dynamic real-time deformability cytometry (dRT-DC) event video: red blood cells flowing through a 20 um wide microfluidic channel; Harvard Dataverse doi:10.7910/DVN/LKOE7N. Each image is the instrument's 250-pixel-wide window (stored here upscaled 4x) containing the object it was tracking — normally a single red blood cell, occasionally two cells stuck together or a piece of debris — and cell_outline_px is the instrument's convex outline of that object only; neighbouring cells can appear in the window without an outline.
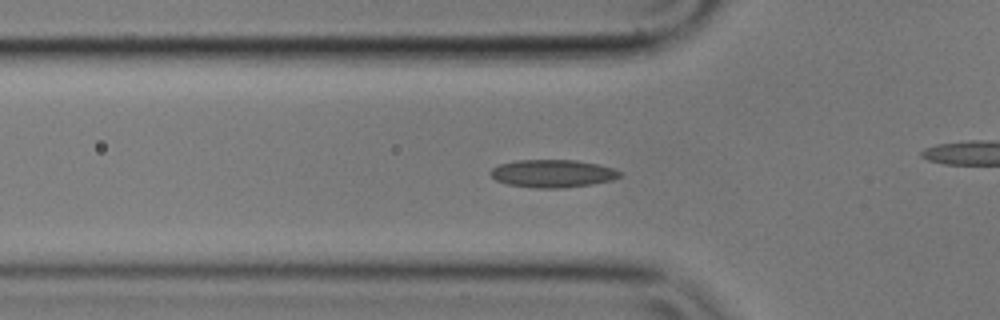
{"species": "common noctule bat (a hibernating species)", "species_latin": "Nyctalus noctula", "temperature_condition": "cold", "stored_images_in_passage": 41, "camera_frame_rate_fps": 3000, "um_per_image_px": 0.085, "animal": {"sex": "male", "body_mass_g": 17.9}, "frame": {"image": 1, "passage_image": 2, "time_ms": 0.333, "image_size_px": [1000, 320], "cell_outline_px": [[624, 172], [620, 176], [612, 180], [592, 184], [564, 188], [532, 188], [508, 184], [496, 180], [488, 172], [492, 168], [500, 164], [516, 160], [576, 160], [600, 164]], "centroid_in_image_um": [46.99, 14.75], "position_along_channel_um": 78.8, "area_um2": 21.1}}
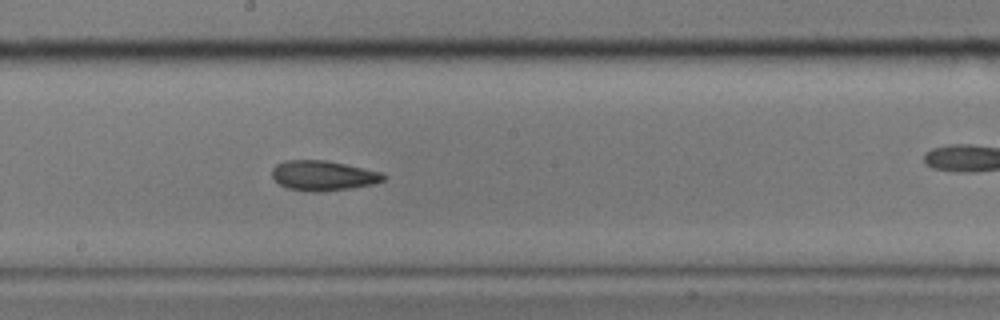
{"frame": {"image": 2, "passage_image": 14, "time_ms": 4.333, "image_size_px": [1000, 320], "cell_outline_px": [[388, 176], [384, 180], [372, 184], [348, 188], [320, 192], [312, 192], [288, 188], [280, 184], [272, 176], [272, 168], [276, 164], [284, 160], [324, 160], [384, 172]], "centroid_in_image_um": [27.48, 14.92], "position_along_channel_um": 220.7, "area_um2": 19.42}}
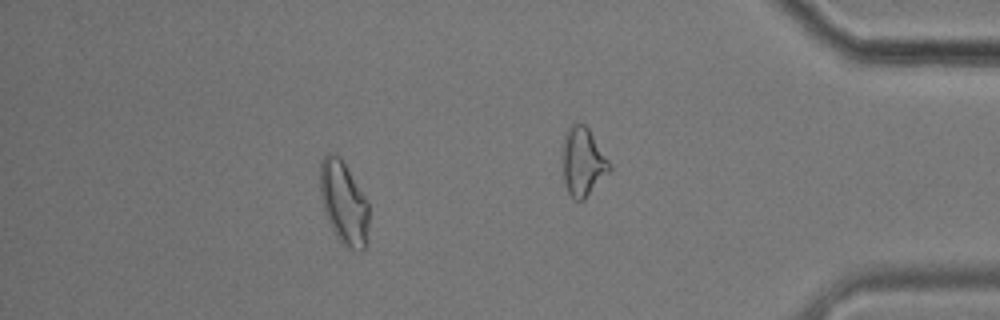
{"frame": {"image": 3, "passage_image": 34, "time_ms": 11.0, "image_size_px": [1000, 320], "cell_outline_px": [[368, 240], [364, 252], [360, 252], [348, 248], [336, 236], [324, 212], [320, 196], [320, 164], [324, 156], [328, 152], [336, 152], [340, 156], [368, 200]], "centroid_in_image_um": [29.23, 17.24], "position_along_channel_um": 406.0, "area_um2": 24.04}, "authors_computed_cell_mechanics": {"area_um2": 19.7098, "velocity_mm_per_s": 3.5291, "shape_relaxation_time_tau1_ms": null, "shape_relaxation_time_tau2_ms": 4.147, "deformation_change_tau1": null, "deformation_change_tau2": 0.1043}}